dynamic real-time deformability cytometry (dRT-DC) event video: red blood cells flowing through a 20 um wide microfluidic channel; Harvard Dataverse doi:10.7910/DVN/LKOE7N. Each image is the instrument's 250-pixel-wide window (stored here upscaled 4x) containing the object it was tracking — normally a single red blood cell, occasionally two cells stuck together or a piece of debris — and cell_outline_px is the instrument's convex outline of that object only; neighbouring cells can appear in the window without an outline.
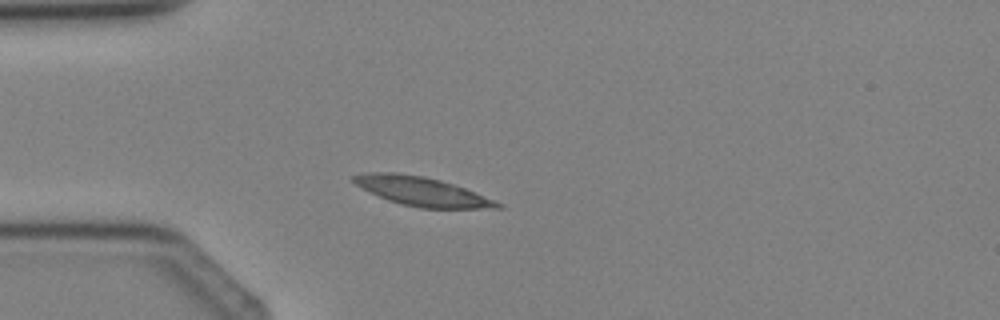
{"species": "Egyptian fruit bat (a non-hibernating species)", "species_latin": "Rousettus aegyptiacus", "temperature_condition": "cold", "stored_images_in_passage": 3, "camera_frame_rate_fps": 3000, "um_per_image_px": 0.085, "animal": {"sex": "female"}, "frame": {"image": 1, "passage_image": 3, "time_ms": 2.333, "image_size_px": [1000, 320], "cell_outline_px": [[504, 208], [420, 208], [388, 200], [356, 184], [352, 180], [352, 176], [368, 172], [400, 172], [424, 176], [440, 180], [464, 188], [504, 204]], "centroid_in_image_um": [35.88, 16.26], "position_along_channel_um": 49.1, "area_um2": 23.87}}